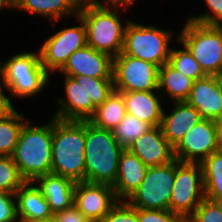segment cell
<instances>
[{"mask_svg": "<svg viewBox=\"0 0 222 222\" xmlns=\"http://www.w3.org/2000/svg\"><path fill=\"white\" fill-rule=\"evenodd\" d=\"M128 9L130 10L101 0H82L78 16L86 27L87 45L112 58L119 55L123 50L127 23L131 20L125 17L121 20L123 17L119 12H126Z\"/></svg>", "mask_w": 222, "mask_h": 222, "instance_id": "1", "label": "cell"}, {"mask_svg": "<svg viewBox=\"0 0 222 222\" xmlns=\"http://www.w3.org/2000/svg\"><path fill=\"white\" fill-rule=\"evenodd\" d=\"M51 173L85 182V121L53 117Z\"/></svg>", "mask_w": 222, "mask_h": 222, "instance_id": "2", "label": "cell"}, {"mask_svg": "<svg viewBox=\"0 0 222 222\" xmlns=\"http://www.w3.org/2000/svg\"><path fill=\"white\" fill-rule=\"evenodd\" d=\"M33 121L23 125L11 156L25 181L51 173L53 117L41 126Z\"/></svg>", "mask_w": 222, "mask_h": 222, "instance_id": "3", "label": "cell"}, {"mask_svg": "<svg viewBox=\"0 0 222 222\" xmlns=\"http://www.w3.org/2000/svg\"><path fill=\"white\" fill-rule=\"evenodd\" d=\"M123 150L112 130L85 121V182L114 186Z\"/></svg>", "mask_w": 222, "mask_h": 222, "instance_id": "4", "label": "cell"}, {"mask_svg": "<svg viewBox=\"0 0 222 222\" xmlns=\"http://www.w3.org/2000/svg\"><path fill=\"white\" fill-rule=\"evenodd\" d=\"M51 75L41 64L39 51H24L12 54L0 61V80L7 91L8 99L33 98L49 84Z\"/></svg>", "mask_w": 222, "mask_h": 222, "instance_id": "5", "label": "cell"}, {"mask_svg": "<svg viewBox=\"0 0 222 222\" xmlns=\"http://www.w3.org/2000/svg\"><path fill=\"white\" fill-rule=\"evenodd\" d=\"M170 30L153 24H140L130 20L127 23L122 52L144 61H149L159 68L168 62L172 50V38L178 39Z\"/></svg>", "mask_w": 222, "mask_h": 222, "instance_id": "6", "label": "cell"}, {"mask_svg": "<svg viewBox=\"0 0 222 222\" xmlns=\"http://www.w3.org/2000/svg\"><path fill=\"white\" fill-rule=\"evenodd\" d=\"M177 34L207 75L222 73V31L217 25H204L189 19Z\"/></svg>", "mask_w": 222, "mask_h": 222, "instance_id": "7", "label": "cell"}, {"mask_svg": "<svg viewBox=\"0 0 222 222\" xmlns=\"http://www.w3.org/2000/svg\"><path fill=\"white\" fill-rule=\"evenodd\" d=\"M204 199L201 164L184 163L175 158V181L169 201V210L186 220Z\"/></svg>", "mask_w": 222, "mask_h": 222, "instance_id": "8", "label": "cell"}, {"mask_svg": "<svg viewBox=\"0 0 222 222\" xmlns=\"http://www.w3.org/2000/svg\"><path fill=\"white\" fill-rule=\"evenodd\" d=\"M175 181V159L165 165L148 167L139 188L126 200L138 209L169 210Z\"/></svg>", "mask_w": 222, "mask_h": 222, "instance_id": "9", "label": "cell"}, {"mask_svg": "<svg viewBox=\"0 0 222 222\" xmlns=\"http://www.w3.org/2000/svg\"><path fill=\"white\" fill-rule=\"evenodd\" d=\"M159 67L152 62L125 55L113 58V83L117 92L158 91Z\"/></svg>", "mask_w": 222, "mask_h": 222, "instance_id": "10", "label": "cell"}, {"mask_svg": "<svg viewBox=\"0 0 222 222\" xmlns=\"http://www.w3.org/2000/svg\"><path fill=\"white\" fill-rule=\"evenodd\" d=\"M77 26H68L50 35L39 48L41 64L51 75L56 74L76 50L87 45L86 27L83 20L76 16Z\"/></svg>", "mask_w": 222, "mask_h": 222, "instance_id": "11", "label": "cell"}, {"mask_svg": "<svg viewBox=\"0 0 222 222\" xmlns=\"http://www.w3.org/2000/svg\"><path fill=\"white\" fill-rule=\"evenodd\" d=\"M219 149L215 122L201 119L173 148V153L180 162L201 163Z\"/></svg>", "mask_w": 222, "mask_h": 222, "instance_id": "12", "label": "cell"}, {"mask_svg": "<svg viewBox=\"0 0 222 222\" xmlns=\"http://www.w3.org/2000/svg\"><path fill=\"white\" fill-rule=\"evenodd\" d=\"M63 76L65 95L55 98V104L59 107L52 117L60 120L88 121L96 106L87 93L86 76Z\"/></svg>", "mask_w": 222, "mask_h": 222, "instance_id": "13", "label": "cell"}, {"mask_svg": "<svg viewBox=\"0 0 222 222\" xmlns=\"http://www.w3.org/2000/svg\"><path fill=\"white\" fill-rule=\"evenodd\" d=\"M113 186L76 182L74 205L92 222H99L118 202Z\"/></svg>", "mask_w": 222, "mask_h": 222, "instance_id": "14", "label": "cell"}, {"mask_svg": "<svg viewBox=\"0 0 222 222\" xmlns=\"http://www.w3.org/2000/svg\"><path fill=\"white\" fill-rule=\"evenodd\" d=\"M113 58L106 53L85 45L74 51L57 72L66 76L113 78Z\"/></svg>", "mask_w": 222, "mask_h": 222, "instance_id": "15", "label": "cell"}, {"mask_svg": "<svg viewBox=\"0 0 222 222\" xmlns=\"http://www.w3.org/2000/svg\"><path fill=\"white\" fill-rule=\"evenodd\" d=\"M128 150L148 167L165 165L175 159L173 147L165 138L160 126L152 127L139 136Z\"/></svg>", "mask_w": 222, "mask_h": 222, "instance_id": "16", "label": "cell"}, {"mask_svg": "<svg viewBox=\"0 0 222 222\" xmlns=\"http://www.w3.org/2000/svg\"><path fill=\"white\" fill-rule=\"evenodd\" d=\"M186 102L197 109L202 119L215 121L221 118L222 96L216 75L195 80Z\"/></svg>", "mask_w": 222, "mask_h": 222, "instance_id": "17", "label": "cell"}, {"mask_svg": "<svg viewBox=\"0 0 222 222\" xmlns=\"http://www.w3.org/2000/svg\"><path fill=\"white\" fill-rule=\"evenodd\" d=\"M173 108L166 113L164 109L160 128L167 141L174 148L184 135L202 118L195 107L186 101L172 102Z\"/></svg>", "mask_w": 222, "mask_h": 222, "instance_id": "18", "label": "cell"}, {"mask_svg": "<svg viewBox=\"0 0 222 222\" xmlns=\"http://www.w3.org/2000/svg\"><path fill=\"white\" fill-rule=\"evenodd\" d=\"M158 92V93H157ZM123 95L126 112L148 123L151 127L160 126L163 116L162 95L159 91H130L120 92ZM163 100V101H162Z\"/></svg>", "mask_w": 222, "mask_h": 222, "instance_id": "19", "label": "cell"}, {"mask_svg": "<svg viewBox=\"0 0 222 222\" xmlns=\"http://www.w3.org/2000/svg\"><path fill=\"white\" fill-rule=\"evenodd\" d=\"M33 182L46 199L53 214L74 205L75 181L58 174L49 173L37 177Z\"/></svg>", "mask_w": 222, "mask_h": 222, "instance_id": "20", "label": "cell"}, {"mask_svg": "<svg viewBox=\"0 0 222 222\" xmlns=\"http://www.w3.org/2000/svg\"><path fill=\"white\" fill-rule=\"evenodd\" d=\"M147 169L148 166L128 149L121 152L117 179L113 186L118 200H127L139 188Z\"/></svg>", "mask_w": 222, "mask_h": 222, "instance_id": "21", "label": "cell"}, {"mask_svg": "<svg viewBox=\"0 0 222 222\" xmlns=\"http://www.w3.org/2000/svg\"><path fill=\"white\" fill-rule=\"evenodd\" d=\"M82 0H15L14 10H21L49 20L51 26L61 18L78 16ZM72 15V16H71Z\"/></svg>", "mask_w": 222, "mask_h": 222, "instance_id": "22", "label": "cell"}, {"mask_svg": "<svg viewBox=\"0 0 222 222\" xmlns=\"http://www.w3.org/2000/svg\"><path fill=\"white\" fill-rule=\"evenodd\" d=\"M17 216L49 220L53 218L49 204L33 181H25L15 192Z\"/></svg>", "mask_w": 222, "mask_h": 222, "instance_id": "23", "label": "cell"}, {"mask_svg": "<svg viewBox=\"0 0 222 222\" xmlns=\"http://www.w3.org/2000/svg\"><path fill=\"white\" fill-rule=\"evenodd\" d=\"M194 80L173 68L168 62L158 70V91H164L163 98L171 102L186 101Z\"/></svg>", "mask_w": 222, "mask_h": 222, "instance_id": "24", "label": "cell"}, {"mask_svg": "<svg viewBox=\"0 0 222 222\" xmlns=\"http://www.w3.org/2000/svg\"><path fill=\"white\" fill-rule=\"evenodd\" d=\"M126 114L123 95L114 90L102 105L96 107L88 122L100 129L113 130Z\"/></svg>", "mask_w": 222, "mask_h": 222, "instance_id": "25", "label": "cell"}, {"mask_svg": "<svg viewBox=\"0 0 222 222\" xmlns=\"http://www.w3.org/2000/svg\"><path fill=\"white\" fill-rule=\"evenodd\" d=\"M28 120L15 107L0 119V156H12L21 129Z\"/></svg>", "mask_w": 222, "mask_h": 222, "instance_id": "26", "label": "cell"}, {"mask_svg": "<svg viewBox=\"0 0 222 222\" xmlns=\"http://www.w3.org/2000/svg\"><path fill=\"white\" fill-rule=\"evenodd\" d=\"M205 198H222V151L219 149L201 163Z\"/></svg>", "mask_w": 222, "mask_h": 222, "instance_id": "27", "label": "cell"}, {"mask_svg": "<svg viewBox=\"0 0 222 222\" xmlns=\"http://www.w3.org/2000/svg\"><path fill=\"white\" fill-rule=\"evenodd\" d=\"M175 41L179 45L181 44L182 47H180V49H176L172 46L168 63L173 68L190 77L194 81L206 77L207 74L203 71L201 65L192 56L187 47L178 39Z\"/></svg>", "mask_w": 222, "mask_h": 222, "instance_id": "28", "label": "cell"}, {"mask_svg": "<svg viewBox=\"0 0 222 222\" xmlns=\"http://www.w3.org/2000/svg\"><path fill=\"white\" fill-rule=\"evenodd\" d=\"M150 128L152 127L148 123L126 114L112 131L119 145L123 149H128L139 136L146 133Z\"/></svg>", "mask_w": 222, "mask_h": 222, "instance_id": "29", "label": "cell"}, {"mask_svg": "<svg viewBox=\"0 0 222 222\" xmlns=\"http://www.w3.org/2000/svg\"><path fill=\"white\" fill-rule=\"evenodd\" d=\"M25 182L11 156H0V191L10 194Z\"/></svg>", "mask_w": 222, "mask_h": 222, "instance_id": "30", "label": "cell"}, {"mask_svg": "<svg viewBox=\"0 0 222 222\" xmlns=\"http://www.w3.org/2000/svg\"><path fill=\"white\" fill-rule=\"evenodd\" d=\"M86 90L92 103L98 107L115 90L113 78H95L86 76Z\"/></svg>", "mask_w": 222, "mask_h": 222, "instance_id": "31", "label": "cell"}, {"mask_svg": "<svg viewBox=\"0 0 222 222\" xmlns=\"http://www.w3.org/2000/svg\"><path fill=\"white\" fill-rule=\"evenodd\" d=\"M99 222H138V208L119 200Z\"/></svg>", "mask_w": 222, "mask_h": 222, "instance_id": "32", "label": "cell"}, {"mask_svg": "<svg viewBox=\"0 0 222 222\" xmlns=\"http://www.w3.org/2000/svg\"><path fill=\"white\" fill-rule=\"evenodd\" d=\"M186 222H222V212L213 201L204 199Z\"/></svg>", "mask_w": 222, "mask_h": 222, "instance_id": "33", "label": "cell"}, {"mask_svg": "<svg viewBox=\"0 0 222 222\" xmlns=\"http://www.w3.org/2000/svg\"><path fill=\"white\" fill-rule=\"evenodd\" d=\"M204 5L208 7V12L199 15H192L187 19L204 24V25H218L222 23V0H203Z\"/></svg>", "mask_w": 222, "mask_h": 222, "instance_id": "34", "label": "cell"}, {"mask_svg": "<svg viewBox=\"0 0 222 222\" xmlns=\"http://www.w3.org/2000/svg\"><path fill=\"white\" fill-rule=\"evenodd\" d=\"M138 222H186L170 210L138 209Z\"/></svg>", "mask_w": 222, "mask_h": 222, "instance_id": "35", "label": "cell"}, {"mask_svg": "<svg viewBox=\"0 0 222 222\" xmlns=\"http://www.w3.org/2000/svg\"><path fill=\"white\" fill-rule=\"evenodd\" d=\"M17 218L15 194L0 191V222H16Z\"/></svg>", "mask_w": 222, "mask_h": 222, "instance_id": "36", "label": "cell"}, {"mask_svg": "<svg viewBox=\"0 0 222 222\" xmlns=\"http://www.w3.org/2000/svg\"><path fill=\"white\" fill-rule=\"evenodd\" d=\"M55 222H92L81 213L75 205L53 214Z\"/></svg>", "mask_w": 222, "mask_h": 222, "instance_id": "37", "label": "cell"}, {"mask_svg": "<svg viewBox=\"0 0 222 222\" xmlns=\"http://www.w3.org/2000/svg\"><path fill=\"white\" fill-rule=\"evenodd\" d=\"M4 89L5 87L0 80V119L14 108V104L10 103L8 94L6 95L4 92L6 89Z\"/></svg>", "mask_w": 222, "mask_h": 222, "instance_id": "38", "label": "cell"}, {"mask_svg": "<svg viewBox=\"0 0 222 222\" xmlns=\"http://www.w3.org/2000/svg\"><path fill=\"white\" fill-rule=\"evenodd\" d=\"M137 1L138 0H102V2L109 5L122 6L127 8H131V6Z\"/></svg>", "mask_w": 222, "mask_h": 222, "instance_id": "39", "label": "cell"}, {"mask_svg": "<svg viewBox=\"0 0 222 222\" xmlns=\"http://www.w3.org/2000/svg\"><path fill=\"white\" fill-rule=\"evenodd\" d=\"M3 8H8V10L11 8L13 9L14 2L12 0H0V11H2Z\"/></svg>", "mask_w": 222, "mask_h": 222, "instance_id": "40", "label": "cell"}, {"mask_svg": "<svg viewBox=\"0 0 222 222\" xmlns=\"http://www.w3.org/2000/svg\"><path fill=\"white\" fill-rule=\"evenodd\" d=\"M16 222H55L54 219H49V220H38L34 218H21L18 217Z\"/></svg>", "mask_w": 222, "mask_h": 222, "instance_id": "41", "label": "cell"}, {"mask_svg": "<svg viewBox=\"0 0 222 222\" xmlns=\"http://www.w3.org/2000/svg\"><path fill=\"white\" fill-rule=\"evenodd\" d=\"M214 122L216 125L217 137H222V117L216 119Z\"/></svg>", "mask_w": 222, "mask_h": 222, "instance_id": "42", "label": "cell"}, {"mask_svg": "<svg viewBox=\"0 0 222 222\" xmlns=\"http://www.w3.org/2000/svg\"><path fill=\"white\" fill-rule=\"evenodd\" d=\"M207 200L213 201L219 210L222 212V198H205Z\"/></svg>", "mask_w": 222, "mask_h": 222, "instance_id": "43", "label": "cell"}, {"mask_svg": "<svg viewBox=\"0 0 222 222\" xmlns=\"http://www.w3.org/2000/svg\"><path fill=\"white\" fill-rule=\"evenodd\" d=\"M216 77H217L218 87H219V90H220V93H221V96H222V73L216 75Z\"/></svg>", "mask_w": 222, "mask_h": 222, "instance_id": "44", "label": "cell"}, {"mask_svg": "<svg viewBox=\"0 0 222 222\" xmlns=\"http://www.w3.org/2000/svg\"><path fill=\"white\" fill-rule=\"evenodd\" d=\"M219 146H220V150L222 151V137H217Z\"/></svg>", "mask_w": 222, "mask_h": 222, "instance_id": "45", "label": "cell"}, {"mask_svg": "<svg viewBox=\"0 0 222 222\" xmlns=\"http://www.w3.org/2000/svg\"><path fill=\"white\" fill-rule=\"evenodd\" d=\"M217 26H218V27L221 29V31H222V23L218 24Z\"/></svg>", "mask_w": 222, "mask_h": 222, "instance_id": "46", "label": "cell"}]
</instances>
